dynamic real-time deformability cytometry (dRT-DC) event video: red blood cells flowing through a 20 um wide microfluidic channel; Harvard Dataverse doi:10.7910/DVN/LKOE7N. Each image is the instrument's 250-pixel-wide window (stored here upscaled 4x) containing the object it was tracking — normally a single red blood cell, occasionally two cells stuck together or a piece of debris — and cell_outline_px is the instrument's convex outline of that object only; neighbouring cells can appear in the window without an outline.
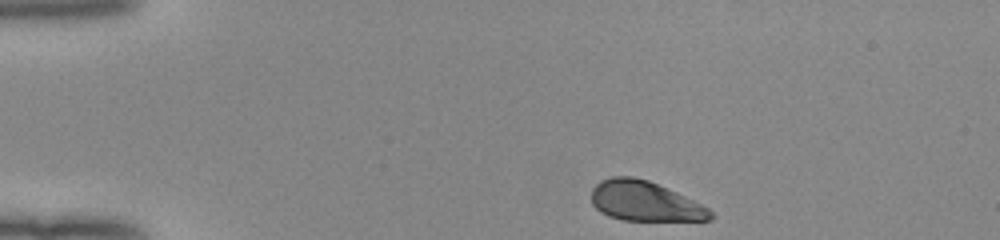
{"species": "human", "species_latin": "Homo sapiens", "temperature_condition": "room temperature", "stored_images_in_passage": 37, "camera_frame_rate_fps": 3000, "um_per_image_px": 0.085, "donor": {"sex": "female"}, "frame": {"image": 1, "passage_image": 1, "time_ms": 0.0, "image_size_px": [1000, 240], "cell_outline_px": [[716, 216], [712, 220], [620, 220], [608, 216], [600, 212], [592, 204], [592, 188], [600, 180], [612, 176], [632, 176], [648, 180], [676, 192], [708, 208]], "centroid_in_image_um": [54.78, 17.1], "position_along_channel_um": 30.2, "area_um2": 27.63}}
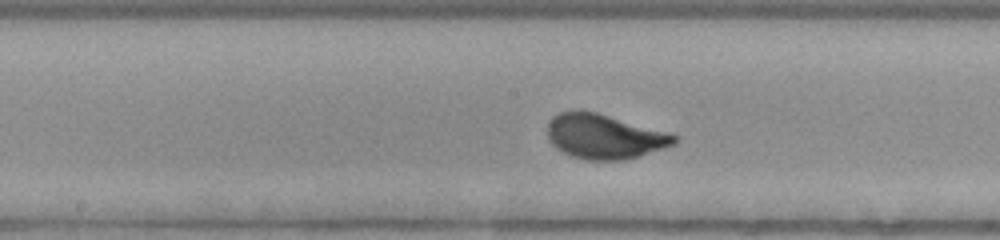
{"frame": {"image": 2, "passage_image": 19, "time_ms": 6.0, "image_size_px": [1000, 240], "cell_outline_px": [[680, 140], [676, 144], [640, 156], [624, 160], [588, 160], [572, 156], [556, 148], [548, 140], [548, 124], [552, 116], [560, 112], [596, 112], [668, 132], [676, 136]], "centroid_in_image_um": [51.4, 11.62], "position_along_channel_um": 196.8, "area_um2": 32.77}}
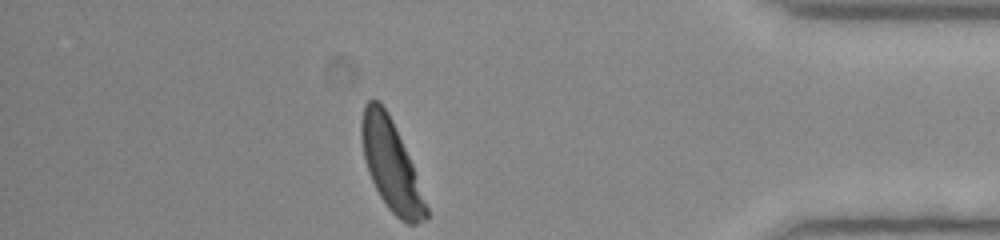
{"frame": {"image": 3, "passage_image": 37, "time_ms": 12.0, "image_size_px": [1000, 240], "cell_outline_px": [[428, 220], [416, 224], [408, 224], [400, 220], [388, 208], [380, 196], [368, 172], [364, 156], [360, 136], [360, 120], [364, 104], [368, 100], [380, 100], [388, 112], [392, 120], [412, 164], [428, 208]], "centroid_in_image_um": [33.22, 14.03], "position_along_channel_um": 402.0, "area_um2": 33.81}, "authors_computed_cell_mechanics": {"area_um2": 32.368, "velocity_mm_per_s": 3.9752, "shape_relaxation_time_tau1_ms": 1.9334, "shape_relaxation_time_tau2_ms": null, "deformation_change_tau1": 0.1193, "deformation_change_tau2": null}}